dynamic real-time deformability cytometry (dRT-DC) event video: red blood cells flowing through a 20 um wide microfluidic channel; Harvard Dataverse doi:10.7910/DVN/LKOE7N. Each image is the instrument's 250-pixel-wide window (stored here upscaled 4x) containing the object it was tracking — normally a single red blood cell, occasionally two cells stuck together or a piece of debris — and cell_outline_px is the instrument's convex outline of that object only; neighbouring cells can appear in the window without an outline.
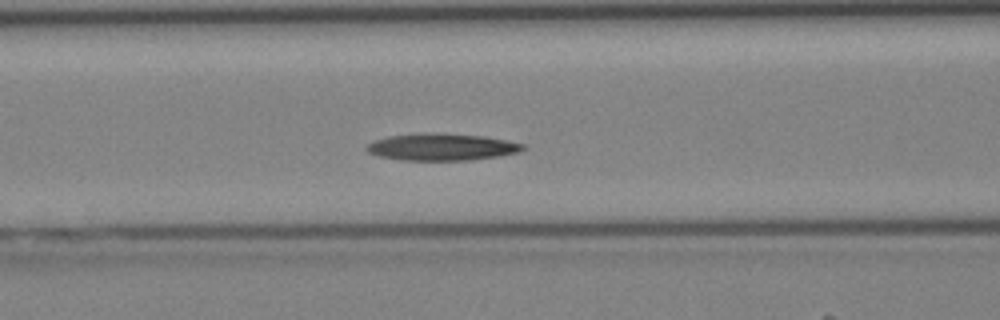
{"species": "Egyptian fruit bat (a non-hibernating species)", "species_latin": "Rousettus aegyptiacus", "temperature_condition": "cold", "stored_images_in_passage": 41, "camera_frame_rate_fps": 3000, "um_per_image_px": 0.085, "animal": {"sex": "female"}, "frame": {"image": 1, "passage_image": 16, "time_ms": 5.0, "image_size_px": [1000, 320], "cell_outline_px": [[528, 148], [520, 152], [500, 156], [472, 160], [404, 160], [380, 156], [368, 152], [364, 148], [368, 144], [376, 140], [388, 136], [428, 132], [484, 136], [508, 140], [524, 144]], "centroid_in_image_um": [37.61, 12.49], "position_along_channel_um": 129.0, "area_um2": 24.68}}
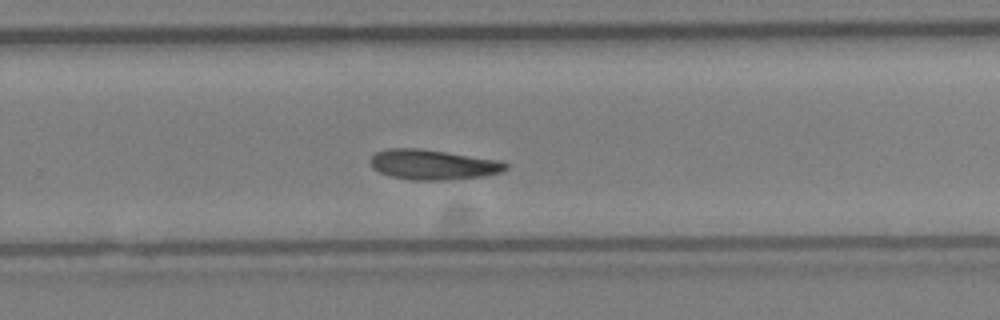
{"frame": {"image": 2, "passage_image": 26, "time_ms": 8.333, "image_size_px": [1000, 320], "cell_outline_px": [[508, 168], [500, 172], [484, 176], [452, 180], [412, 180], [388, 176], [372, 168], [368, 160], [376, 152], [388, 148], [420, 148], [500, 160], [508, 164]], "centroid_in_image_um": [36.78, 13.99], "position_along_channel_um": 293.0, "area_um2": 23.99}}
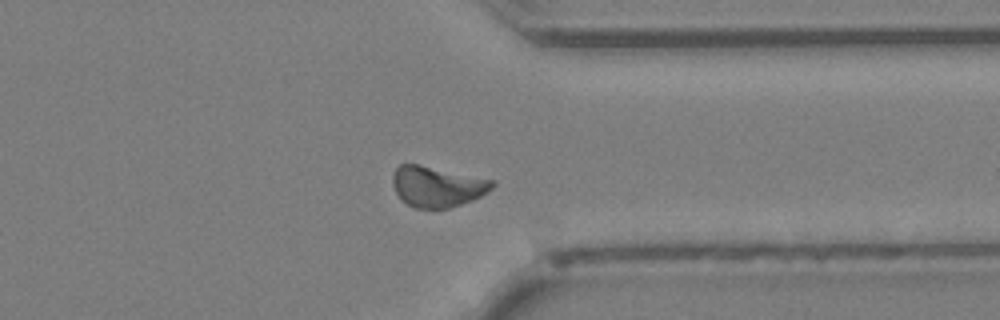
{"frame": {"image": 3, "passage_image": 31, "time_ms": 10.0, "image_size_px": [1000, 320], "cell_outline_px": [[496, 184], [488, 192], [472, 200], [448, 208], [416, 208], [408, 204], [396, 192], [392, 184], [392, 172], [400, 164], [416, 164], [496, 180]], "centroid_in_image_um": [37.17, 15.84], "position_along_channel_um": 374.2, "area_um2": 23.41}}